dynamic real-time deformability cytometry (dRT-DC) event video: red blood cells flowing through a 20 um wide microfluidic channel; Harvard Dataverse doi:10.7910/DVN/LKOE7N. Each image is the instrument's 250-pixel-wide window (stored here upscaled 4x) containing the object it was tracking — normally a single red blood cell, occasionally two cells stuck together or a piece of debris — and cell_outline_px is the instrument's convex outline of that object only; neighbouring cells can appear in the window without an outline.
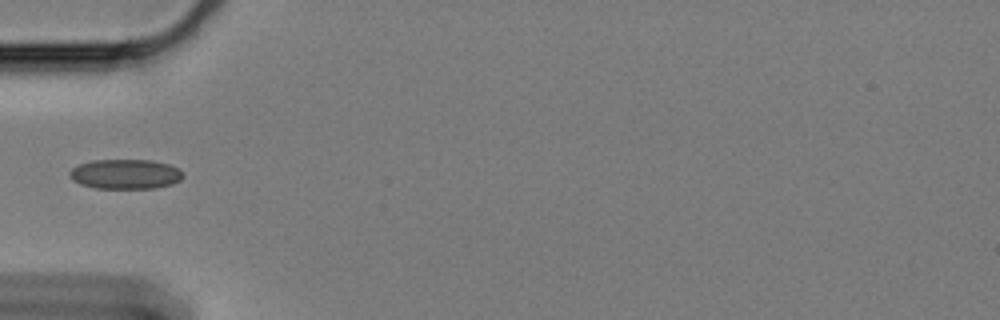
{"species": "Egyptian fruit bat (a non-hibernating species)", "species_latin": "Rousettus aegyptiacus", "temperature_condition": "cold", "stored_images_in_passage": 13, "camera_frame_rate_fps": 3000, "um_per_image_px": 0.085, "animal": {"sex": "female"}, "frame": {"image": 1, "passage_image": 1, "time_ms": 0.0, "image_size_px": [1000, 320], "cell_outline_px": [[184, 176], [180, 180], [172, 184], [156, 188], [96, 188], [80, 184], [72, 180], [68, 176], [68, 172], [72, 168], [80, 164], [92, 160], [152, 160], [168, 164], [176, 168]], "centroid_in_image_um": [10.62, 14.8], "position_along_channel_um": 74.4, "area_um2": 19.65}}
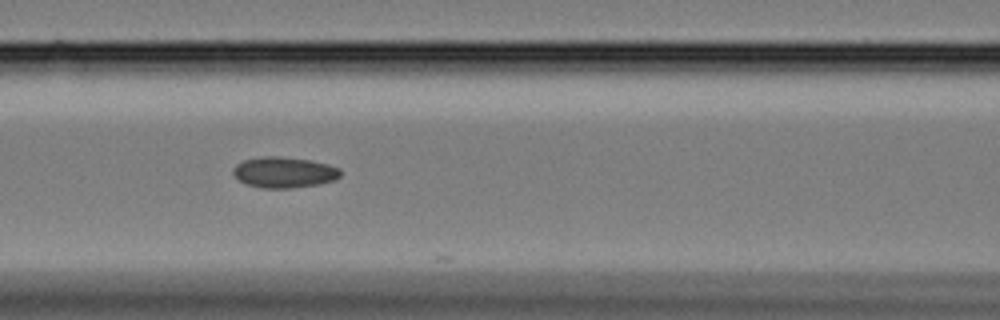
{"frame": {"image": 2, "passage_image": 7, "time_ms": 2.0, "image_size_px": [1000, 320], "cell_outline_px": [[340, 176], [336, 180], [316, 184], [292, 188], [264, 188], [248, 184], [240, 180], [232, 172], [232, 168], [236, 164], [244, 160], [260, 156], [280, 156], [312, 160], [328, 164], [340, 168]], "centroid_in_image_um": [24.16, 14.63], "position_along_channel_um": 142.4, "area_um2": 19.31}}
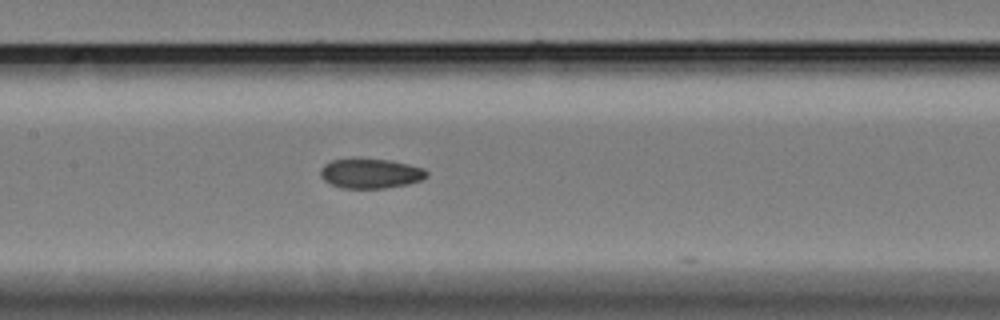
{"frame": {"image": 3, "passage_image": 10, "time_ms": 3.0, "image_size_px": [1000, 320], "cell_outline_px": [[428, 176], [420, 180], [408, 184], [384, 188], [340, 188], [324, 180], [320, 176], [320, 168], [324, 164], [332, 160], [392, 160], [424, 168], [428, 172]], "centroid_in_image_um": [31.51, 14.76], "position_along_channel_um": 175.9, "area_um2": 18.15}}